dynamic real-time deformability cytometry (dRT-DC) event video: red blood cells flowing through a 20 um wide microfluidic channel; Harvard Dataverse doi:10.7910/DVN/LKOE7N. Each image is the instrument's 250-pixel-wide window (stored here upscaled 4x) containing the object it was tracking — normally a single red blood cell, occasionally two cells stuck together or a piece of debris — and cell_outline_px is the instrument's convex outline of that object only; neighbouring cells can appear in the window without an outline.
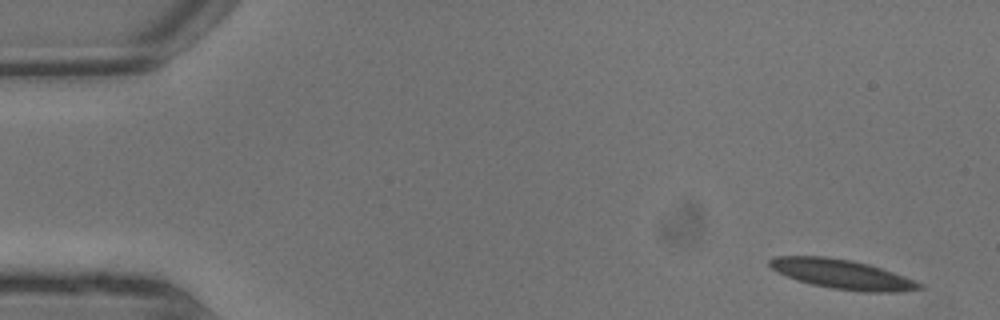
{"species": "common noctule bat (a hibernating species)", "species_latin": "Nyctalus noctula", "temperature_condition": "warm", "stored_images_in_passage": 9, "camera_frame_rate_fps": 3000, "um_per_image_px": 0.085, "animal": {"sex": "male", "body_mass_g": 13.3}, "frame": {"image": 1, "passage_image": 1, "time_ms": 0.0, "image_size_px": [1000, 320], "cell_outline_px": [[924, 288], [900, 292], [864, 292], [832, 288], [812, 284], [788, 276], [772, 268], [768, 264], [768, 260], [776, 256], [828, 256], [852, 260], [868, 264], [916, 280], [924, 284]], "centroid_in_image_um": [71.64, 23.3], "position_along_channel_um": 13.4, "area_um2": 25.55}}
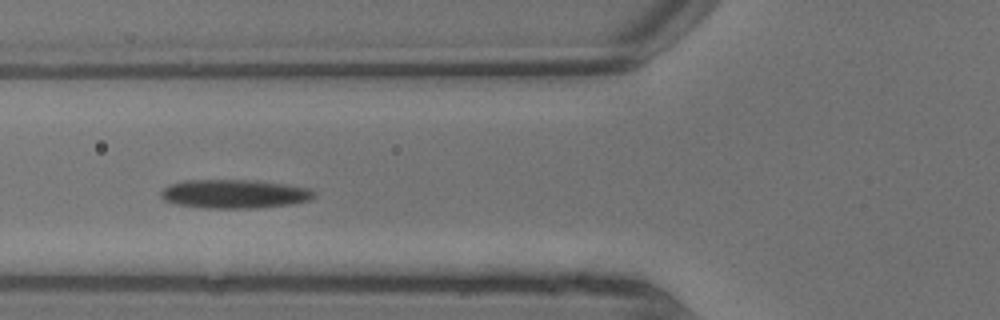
{"frame": {"image": 2, "passage_image": 7, "time_ms": 2.0, "image_size_px": [1000, 320], "cell_outline_px": [[316, 196], [308, 200], [292, 204], [260, 208], [200, 208], [176, 204], [164, 200], [160, 196], [160, 192], [168, 184], [184, 180], [252, 180], [284, 184], [312, 188], [316, 192]], "centroid_in_image_um": [19.92, 16.48], "position_along_channel_um": 105.9, "area_um2": 26.01}}
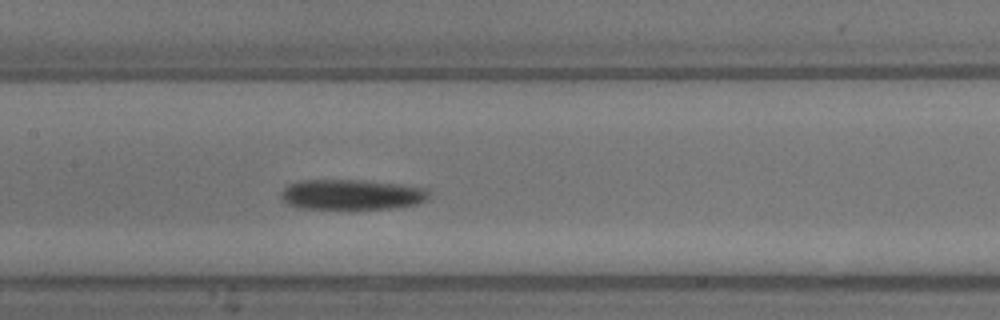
{"frame": {"image": 3, "passage_image": 9, "time_ms": 2.667, "image_size_px": [1000, 320], "cell_outline_px": [[432, 192], [428, 200], [416, 204], [392, 208], [296, 208], [280, 200], [280, 192], [288, 184], [300, 180], [364, 180], [400, 184], [428, 188]], "centroid_in_image_um": [29.9, 16.53], "position_along_channel_um": 177.5, "area_um2": 26.41}}